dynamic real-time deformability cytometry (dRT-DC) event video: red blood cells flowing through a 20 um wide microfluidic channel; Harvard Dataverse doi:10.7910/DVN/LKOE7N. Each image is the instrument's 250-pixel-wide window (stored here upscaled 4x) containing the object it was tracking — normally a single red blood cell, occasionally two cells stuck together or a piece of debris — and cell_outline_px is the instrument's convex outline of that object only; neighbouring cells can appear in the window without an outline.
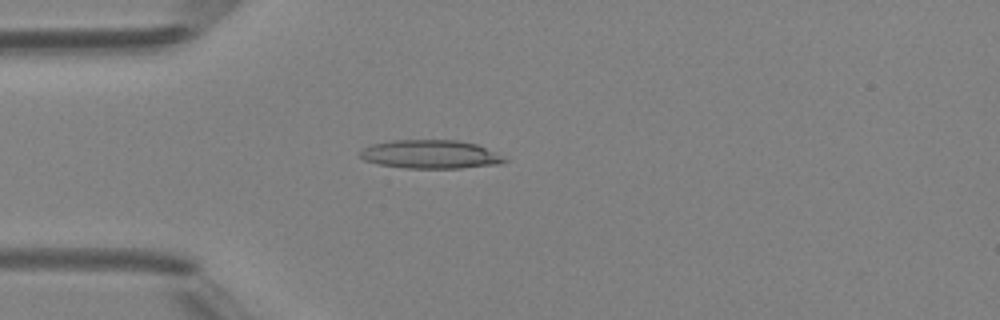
{"species": "Egyptian fruit bat (a non-hibernating species)", "species_latin": "Rousettus aegyptiacus", "temperature_condition": "room temperature", "stored_images_in_passage": 3, "camera_frame_rate_fps": 3000, "um_per_image_px": 0.085, "animal": {"sex": "female"}, "frame": {"image": 1, "passage_image": 2, "time_ms": 1.333, "image_size_px": [1000, 320], "cell_outline_px": [[508, 160], [500, 164], [460, 168], [404, 168], [380, 164], [364, 160], [360, 156], [360, 152], [364, 148], [372, 144], [392, 140], [460, 140], [476, 144], [500, 152]], "centroid_in_image_um": [36.66, 13.11], "position_along_channel_um": 48.3, "area_um2": 24.22}}